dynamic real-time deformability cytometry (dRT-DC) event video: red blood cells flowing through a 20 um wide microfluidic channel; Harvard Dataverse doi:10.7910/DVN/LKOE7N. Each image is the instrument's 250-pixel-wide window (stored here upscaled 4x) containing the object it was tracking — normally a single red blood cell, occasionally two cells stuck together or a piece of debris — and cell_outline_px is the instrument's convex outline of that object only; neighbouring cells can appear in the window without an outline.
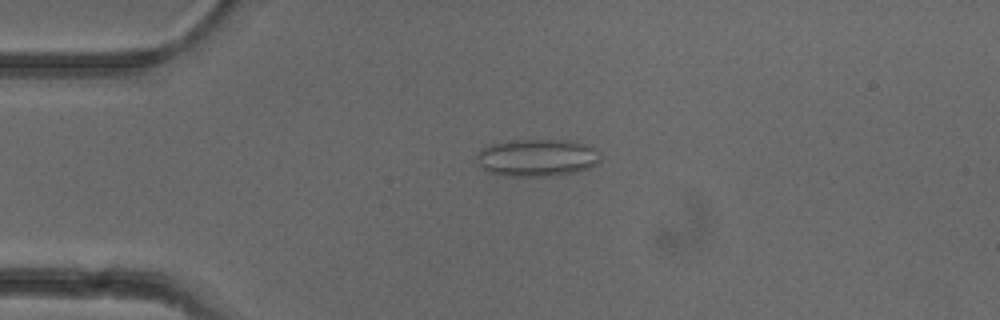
{"species": "common noctule bat (a hibernating species)", "species_latin": "Nyctalus noctula", "temperature_condition": "cold", "stored_images_in_passage": 5, "camera_frame_rate_fps": 3000, "um_per_image_px": 0.085, "animal": {"sex": "female"}, "frame": {"image": 1, "passage_image": 3, "time_ms": 2.333, "image_size_px": [1000, 320], "cell_outline_px": [[600, 160], [596, 164], [588, 168], [576, 172], [556, 176], [496, 176], [488, 172], [476, 160], [476, 156], [480, 148], [488, 144], [508, 140], [576, 140], [592, 148], [600, 156]], "centroid_in_image_um": [45.59, 13.41], "position_along_channel_um": 39.4, "area_um2": 27.34}}